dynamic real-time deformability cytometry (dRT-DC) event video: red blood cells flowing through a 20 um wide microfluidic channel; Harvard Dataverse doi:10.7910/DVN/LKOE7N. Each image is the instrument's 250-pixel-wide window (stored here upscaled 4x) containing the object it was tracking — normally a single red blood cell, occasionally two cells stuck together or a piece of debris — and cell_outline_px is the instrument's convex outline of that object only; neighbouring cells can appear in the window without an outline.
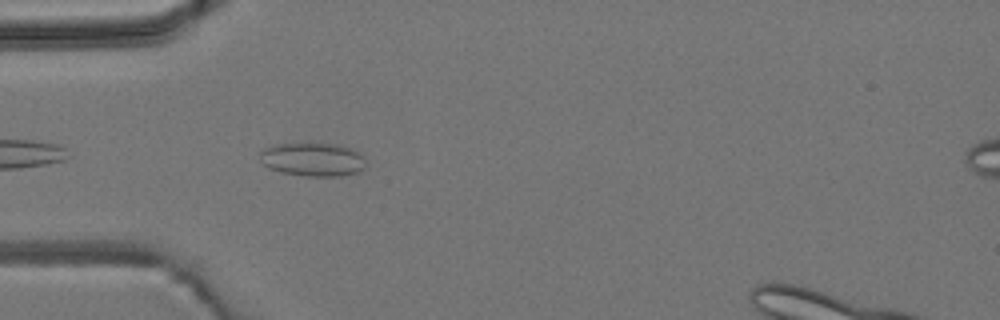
{"species": "common noctule bat (a hibernating species)", "species_latin": "Nyctalus noctula", "temperature_condition": "room temperature", "stored_images_in_passage": 3, "camera_frame_rate_fps": 3000, "um_per_image_px": 0.085, "animal": {"sex": "male", "body_mass_g": 19.2, "forearm_length_mm": 51.8}, "frame": {"image": 1, "passage_image": 3, "time_ms": 2.333, "image_size_px": [1000, 320], "cell_outline_px": [[364, 168], [356, 172], [340, 176], [304, 176], [280, 172], [268, 168], [260, 160], [260, 152], [264, 148], [276, 144], [336, 144], [352, 148], [364, 156]], "centroid_in_image_um": [26.57, 13.56], "position_along_channel_um": 58.4, "area_um2": 20.63}}